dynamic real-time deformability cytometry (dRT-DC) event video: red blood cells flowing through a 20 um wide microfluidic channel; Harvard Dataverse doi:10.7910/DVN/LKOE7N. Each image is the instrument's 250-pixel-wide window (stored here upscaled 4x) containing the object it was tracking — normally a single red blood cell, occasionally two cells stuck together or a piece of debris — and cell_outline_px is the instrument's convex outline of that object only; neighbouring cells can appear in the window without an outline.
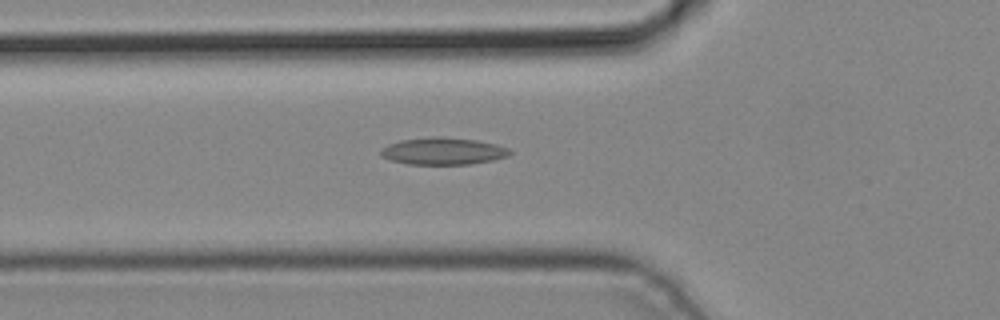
{"species": "common noctule bat (a hibernating species)", "species_latin": "Nyctalus noctula", "temperature_condition": "cold", "stored_images_in_passage": 5, "camera_frame_rate_fps": 3000, "um_per_image_px": 0.085, "animal": {"sex": "male", "body_mass_g": 19.2, "forearm_length_mm": 51.8}, "frame": {"image": 1, "passage_image": 5, "time_ms": 1.333, "image_size_px": [1000, 320], "cell_outline_px": [[512, 152], [508, 156], [492, 160], [468, 164], [408, 164], [392, 160], [380, 156], [380, 152], [388, 144], [400, 140], [436, 136], [444, 136], [476, 140], [496, 144], [508, 148]], "centroid_in_image_um": [37.67, 12.84], "position_along_channel_um": 88.1, "area_um2": 20.29}}